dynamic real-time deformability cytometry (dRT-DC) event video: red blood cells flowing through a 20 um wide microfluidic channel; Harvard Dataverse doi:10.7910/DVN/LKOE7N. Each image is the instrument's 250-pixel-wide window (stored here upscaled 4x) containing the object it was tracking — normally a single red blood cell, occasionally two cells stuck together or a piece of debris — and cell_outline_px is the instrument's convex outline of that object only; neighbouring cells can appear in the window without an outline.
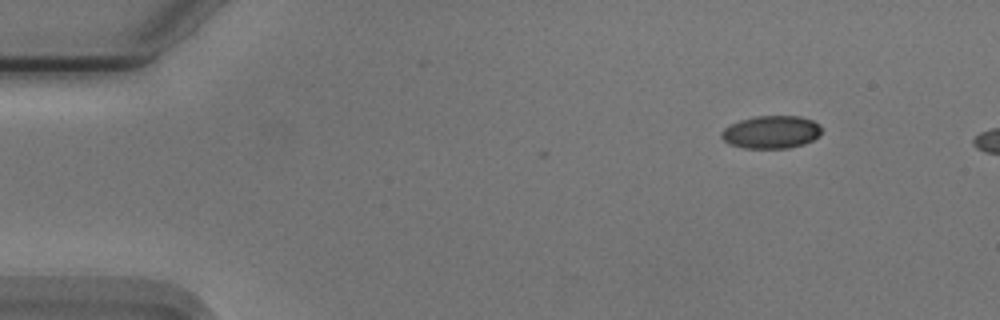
{"species": "Egyptian fruit bat (a non-hibernating species)", "species_latin": "Rousettus aegyptiacus", "temperature_condition": "cold", "stored_images_in_passage": 6, "camera_frame_rate_fps": 3000, "um_per_image_px": 0.085, "animal": {"sex": "male"}, "frame": {"image": 1, "passage_image": 1, "time_ms": 0.0, "image_size_px": [1000, 320], "cell_outline_px": [[820, 136], [804, 144], [788, 148], [744, 148], [728, 144], [720, 136], [720, 132], [724, 128], [740, 120], [756, 116], [800, 116], [812, 120], [820, 124]], "centroid_in_image_um": [65.55, 11.23], "position_along_channel_um": 19.5, "area_um2": 19.19}}